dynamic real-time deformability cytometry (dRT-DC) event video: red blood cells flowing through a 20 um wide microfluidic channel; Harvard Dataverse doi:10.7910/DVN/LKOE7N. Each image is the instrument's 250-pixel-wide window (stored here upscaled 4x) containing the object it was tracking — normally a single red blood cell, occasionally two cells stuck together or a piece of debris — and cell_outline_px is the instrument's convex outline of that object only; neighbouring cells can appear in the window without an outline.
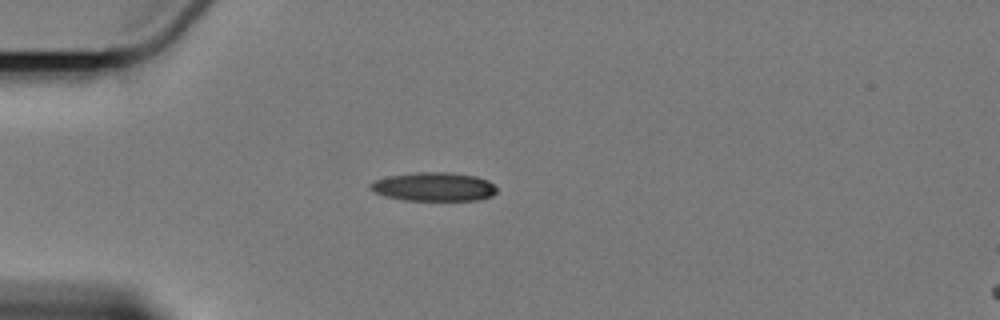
{"species": "Egyptian fruit bat (a non-hibernating species)", "species_latin": "Rousettus aegyptiacus", "temperature_condition": "cold", "stored_images_in_passage": 5, "camera_frame_rate_fps": 3000, "um_per_image_px": 0.085, "animal": {"sex": "female"}, "frame": {"image": 1, "passage_image": 3, "time_ms": 4.333, "image_size_px": [1000, 320], "cell_outline_px": [[496, 192], [492, 196], [480, 200], [404, 200], [384, 196], [368, 188], [368, 184], [376, 180], [388, 176], [416, 172], [452, 172], [476, 176], [488, 180], [496, 188]], "centroid_in_image_um": [36.88, 15.87], "position_along_channel_um": 48.1, "area_um2": 21.27}}
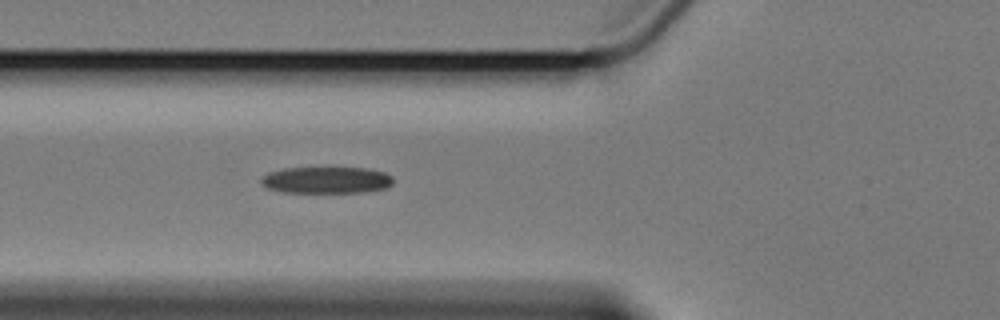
{"frame": {"image": 2, "passage_image": 5, "time_ms": 6.333, "image_size_px": [1000, 320], "cell_outline_px": [[392, 184], [384, 188], [368, 192], [280, 192], [268, 188], [260, 184], [260, 180], [268, 172], [284, 168], [332, 164], [372, 168], [384, 172], [392, 176]], "centroid_in_image_um": [27.75, 15.24], "position_along_channel_um": 98.0, "area_um2": 21.85}}